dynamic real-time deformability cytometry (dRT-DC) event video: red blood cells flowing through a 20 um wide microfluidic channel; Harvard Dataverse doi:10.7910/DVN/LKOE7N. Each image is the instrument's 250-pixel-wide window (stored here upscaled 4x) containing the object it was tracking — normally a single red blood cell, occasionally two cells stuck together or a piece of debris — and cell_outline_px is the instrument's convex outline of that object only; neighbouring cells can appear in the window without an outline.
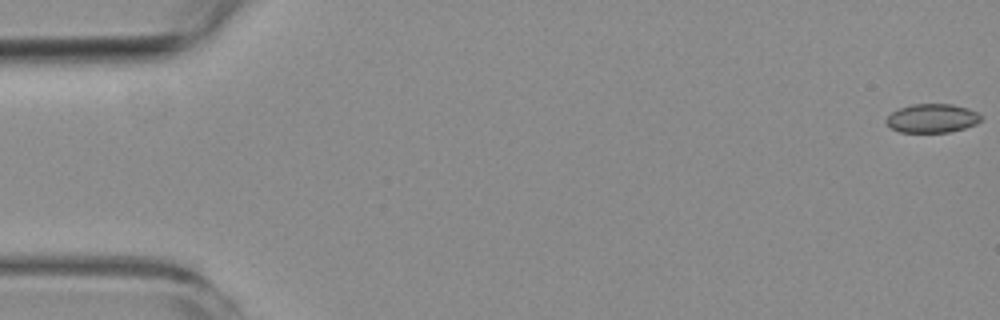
{"species": "common noctule bat (a hibernating species)", "species_latin": "Nyctalus noctula", "temperature_condition": "room temperature", "stored_images_in_passage": 7, "camera_frame_rate_fps": 3000, "um_per_image_px": 0.085, "animal": {"sex": "female", "body_mass_g": 19.3, "forearm_length_mm": 54.1}, "frame": {"image": 1, "passage_image": 1, "time_ms": 0.0, "image_size_px": [1000, 320], "cell_outline_px": [[984, 116], [976, 124], [964, 128], [948, 132], [900, 132], [888, 128], [884, 120], [892, 112], [900, 108], [912, 104], [952, 104], [968, 108]], "centroid_in_image_um": [79.21, 10.06], "position_along_channel_um": 5.8, "area_um2": 16.01}}
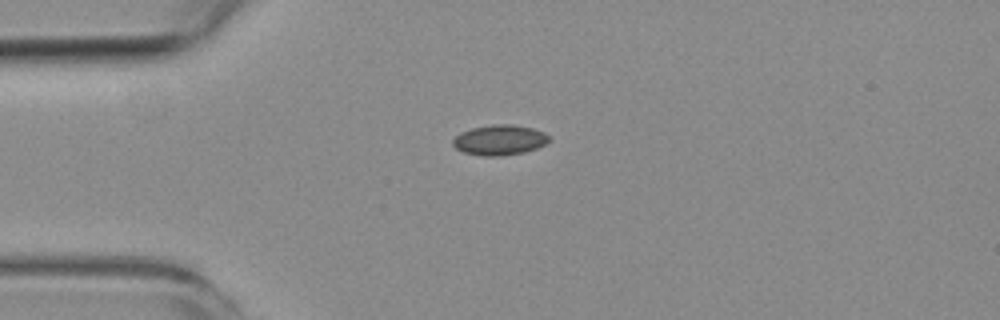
{"frame": {"image": 2, "passage_image": 4, "time_ms": 4.333, "image_size_px": [1000, 320], "cell_outline_px": [[552, 140], [536, 148], [524, 152], [500, 156], [484, 156], [464, 152], [456, 148], [452, 144], [452, 140], [460, 132], [472, 128], [492, 124], [512, 124], [532, 128], [544, 132]], "centroid_in_image_um": [42.46, 11.89], "position_along_channel_um": 42.5, "area_um2": 16.94}}
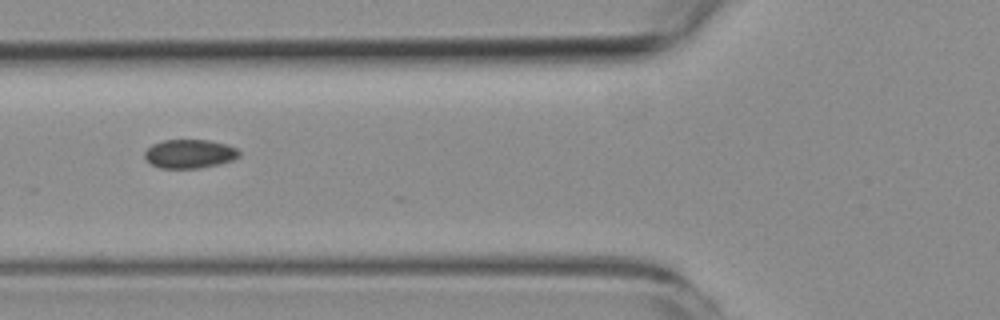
{"frame": {"image": 3, "passage_image": 6, "time_ms": 6.667, "image_size_px": [1000, 320], "cell_outline_px": [[240, 156], [232, 160], [220, 164], [200, 168], [160, 168], [152, 164], [144, 156], [144, 152], [152, 144], [164, 140], [208, 140], [228, 144], [236, 148], [240, 152]], "centroid_in_image_um": [16.14, 13.07], "position_along_channel_um": 109.7, "area_um2": 15.9}}